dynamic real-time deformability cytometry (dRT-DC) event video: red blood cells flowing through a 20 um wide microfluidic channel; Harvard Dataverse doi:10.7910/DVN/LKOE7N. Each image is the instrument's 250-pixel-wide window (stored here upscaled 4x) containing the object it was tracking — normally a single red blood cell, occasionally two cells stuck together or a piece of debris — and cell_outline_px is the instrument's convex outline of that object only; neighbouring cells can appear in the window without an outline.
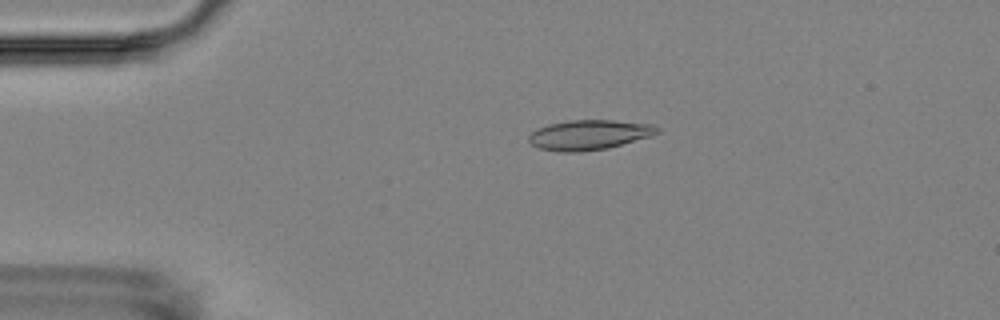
{"species": "Egyptian fruit bat (a non-hibernating species)", "species_latin": "Rousettus aegyptiacus", "temperature_condition": "room temperature", "stored_images_in_passage": 2, "camera_frame_rate_fps": 3000, "um_per_image_px": 0.085, "animal": {"sex": "female"}, "frame": {"image": 1, "passage_image": 1, "time_ms": 0.0, "image_size_px": [1000, 320], "cell_outline_px": [[660, 132], [652, 136], [608, 148], [580, 152], [560, 152], [540, 148], [532, 144], [528, 140], [528, 136], [536, 128], [548, 124], [568, 120], [612, 120], [652, 124], [660, 128]], "centroid_in_image_um": [50.08, 11.46], "position_along_channel_um": 34.9, "area_um2": 22.54}}